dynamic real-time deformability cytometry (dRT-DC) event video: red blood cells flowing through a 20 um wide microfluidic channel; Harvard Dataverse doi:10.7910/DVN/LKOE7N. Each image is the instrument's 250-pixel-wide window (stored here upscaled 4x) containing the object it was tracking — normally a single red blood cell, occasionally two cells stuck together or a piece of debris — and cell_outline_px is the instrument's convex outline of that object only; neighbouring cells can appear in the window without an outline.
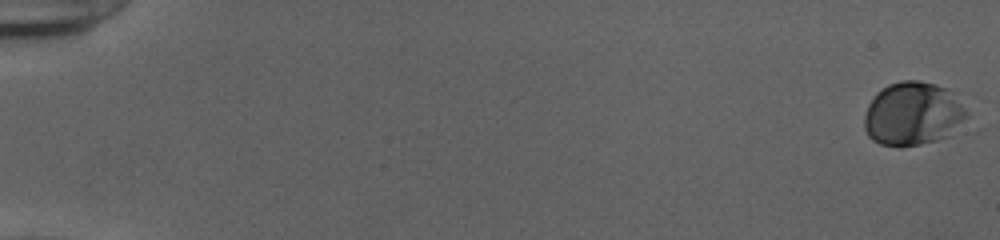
{"species": "human", "species_latin": "Homo sapiens", "temperature_condition": "cold", "stored_images_in_passage": 55, "camera_frame_rate_fps": 3000, "um_per_image_px": 0.085, "donor": {"sex": "female"}, "frame": {"image": 1, "passage_image": 1, "time_ms": 0.0, "image_size_px": [1000, 240], "cell_outline_px": [[976, 128], [972, 132], [920, 144], [880, 144], [872, 140], [868, 136], [864, 128], [864, 116], [868, 104], [876, 92], [888, 84], [900, 80], [916, 80], [936, 84], [948, 88], [956, 92]], "centroid_in_image_um": [77.82, 9.68], "position_along_channel_um": 7.2, "area_um2": 40.0}}
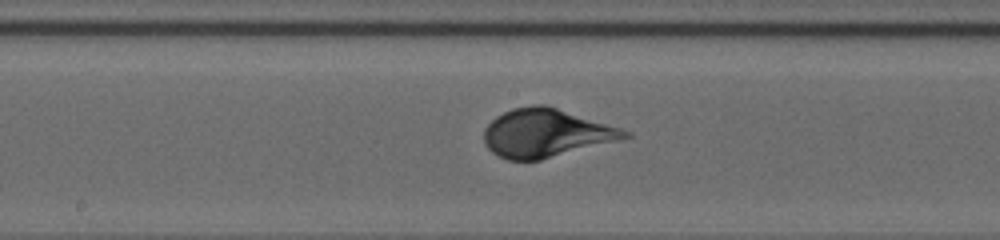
{"frame": {"image": 2, "passage_image": 31, "time_ms": 10.0, "image_size_px": [1000, 240], "cell_outline_px": [[632, 136], [620, 140], [540, 160], [508, 160], [492, 152], [484, 144], [484, 128], [496, 116], [512, 108], [532, 104], [544, 104], [620, 128], [632, 132]], "centroid_in_image_um": [46.39, 11.31], "position_along_channel_um": 201.8, "area_um2": 39.42}}
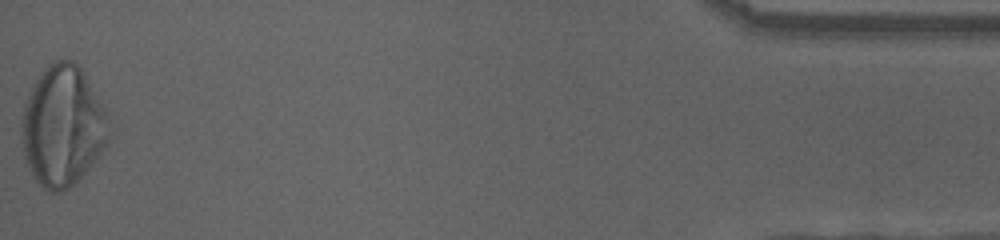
{"frame": {"image": 3, "passage_image": 55, "time_ms": 18.0, "image_size_px": [1000, 240], "cell_outline_px": [[116, 128], [108, 144], [88, 168], [68, 188], [60, 192], [48, 192], [32, 176], [24, 156], [24, 104], [32, 84], [44, 68], [52, 60], [72, 60], [80, 68], [108, 108]], "centroid_in_image_um": [5.43, 10.68], "position_along_channel_um": 429.8, "area_um2": 61.9}, "authors_computed_cell_mechanics": {"area_um2": 39.0728, "velocity_mm_per_s": 3.8696, "shape_relaxation_time_tau1_ms": 2.9912, "shape_relaxation_time_tau2_ms": null, "deformation_change_tau1": 0.163, "deformation_change_tau2": null}}